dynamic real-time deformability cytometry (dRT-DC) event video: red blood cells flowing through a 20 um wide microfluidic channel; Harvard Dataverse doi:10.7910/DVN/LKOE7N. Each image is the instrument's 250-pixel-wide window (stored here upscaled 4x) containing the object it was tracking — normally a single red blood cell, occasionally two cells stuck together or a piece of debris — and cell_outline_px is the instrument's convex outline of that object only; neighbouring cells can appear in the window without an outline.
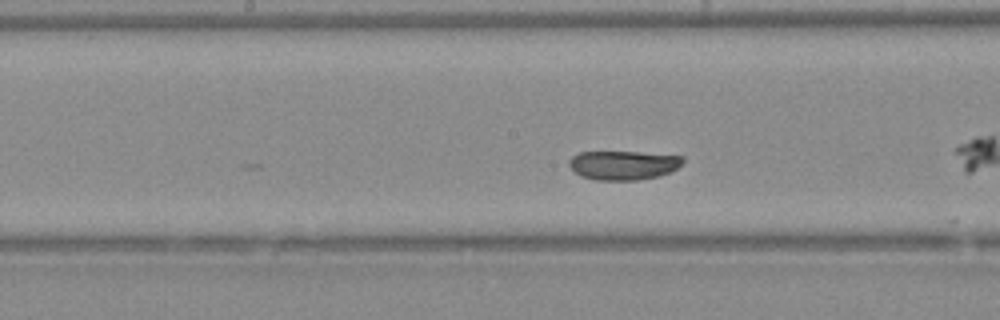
{"species": "Egyptian fruit bat (a non-hibernating species)", "species_latin": "Rousettus aegyptiacus", "temperature_condition": "warm", "stored_images_in_passage": 36, "camera_frame_rate_fps": 3000, "um_per_image_px": 0.085, "animal": {"sex": "female"}, "frame": {"image": 1, "passage_image": 11, "time_ms": 3.333, "image_size_px": [1000, 320], "cell_outline_px": [[684, 160], [672, 172], [660, 176], [636, 180], [596, 180], [580, 176], [568, 164], [568, 160], [572, 156], [580, 152], [640, 152], [684, 156]], "centroid_in_image_um": [52.99, 14.04], "position_along_channel_um": 195.2, "area_um2": 19.36}}